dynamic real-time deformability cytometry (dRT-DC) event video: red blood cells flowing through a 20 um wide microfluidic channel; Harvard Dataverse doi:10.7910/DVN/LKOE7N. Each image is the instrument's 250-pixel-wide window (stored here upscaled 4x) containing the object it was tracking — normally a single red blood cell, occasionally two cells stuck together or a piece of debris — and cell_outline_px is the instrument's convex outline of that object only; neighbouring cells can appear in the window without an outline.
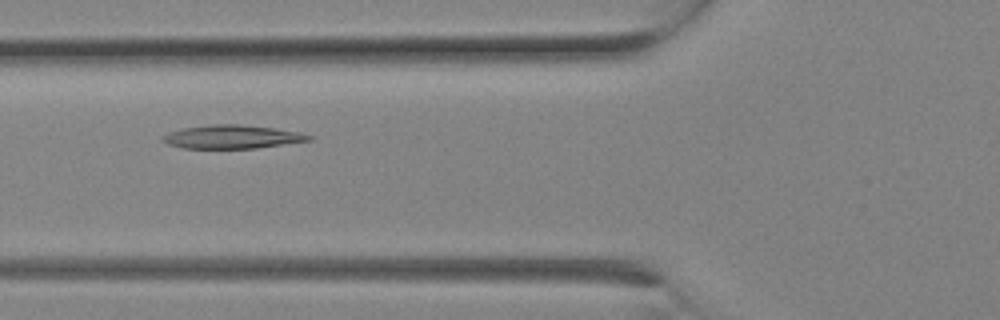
{"species": "Egyptian fruit bat (a non-hibernating species)", "species_latin": "Rousettus aegyptiacus", "temperature_condition": "room temperature", "stored_images_in_passage": 4, "camera_frame_rate_fps": 3000, "um_per_image_px": 0.085, "animal": {"sex": "female"}, "frame": {"image": 1, "passage_image": 4, "time_ms": 1.0, "image_size_px": [1000, 320], "cell_outline_px": [[312, 140], [256, 148], [180, 148], [168, 144], [160, 140], [160, 136], [168, 132], [184, 128], [212, 124], [240, 124], [272, 128], [300, 132], [312, 136]], "centroid_in_image_um": [19.67, 11.63], "position_along_channel_um": 106.1, "area_um2": 20.0}}